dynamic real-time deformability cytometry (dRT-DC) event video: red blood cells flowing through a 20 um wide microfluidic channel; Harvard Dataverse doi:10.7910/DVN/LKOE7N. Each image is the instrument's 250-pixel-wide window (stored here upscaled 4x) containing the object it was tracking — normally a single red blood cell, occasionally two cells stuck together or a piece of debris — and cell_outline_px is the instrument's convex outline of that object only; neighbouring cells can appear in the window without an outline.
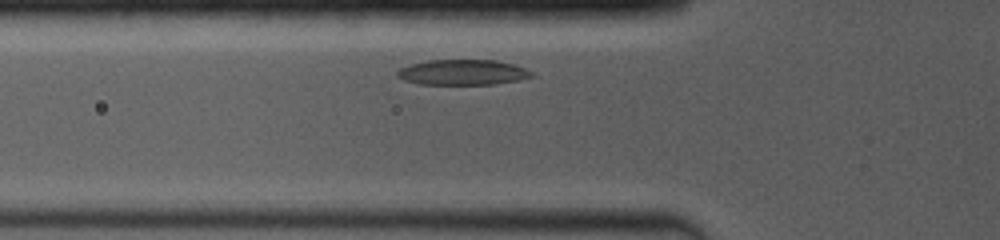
{"species": "common noctule bat (a hibernating species)", "species_latin": "Nyctalus noctula", "temperature_condition": "room temperature", "stored_images_in_passage": 14, "camera_frame_rate_fps": 4000, "um_per_image_px": 0.085, "animal": {"sex": "female", "body_mass_g": 19.0, "forearm_length_mm": 53.3}, "frame": {"image": 1, "passage_image": 2, "time_ms": 0.75, "image_size_px": [1000, 240], "cell_outline_px": [[536, 76], [520, 80], [492, 84], [420, 84], [404, 80], [396, 76], [396, 72], [400, 68], [412, 64], [428, 60], [496, 60], [512, 64], [524, 68], [532, 72]], "centroid_in_image_um": [39.34, 6.15], "position_along_channel_um": 86.5, "area_um2": 19.83}}
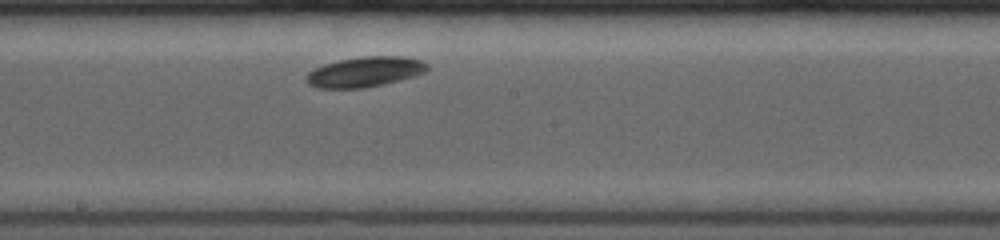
{"frame": {"image": 2, "passage_image": 7, "time_ms": 4.25, "image_size_px": [1000, 240], "cell_outline_px": [[428, 68], [424, 72], [400, 80], [364, 88], [316, 88], [308, 84], [304, 80], [304, 76], [308, 72], [324, 64], [340, 60], [364, 56], [404, 56], [420, 60], [428, 64]], "centroid_in_image_um": [30.97, 6.11], "position_along_channel_um": 217.2, "area_um2": 21.21}}
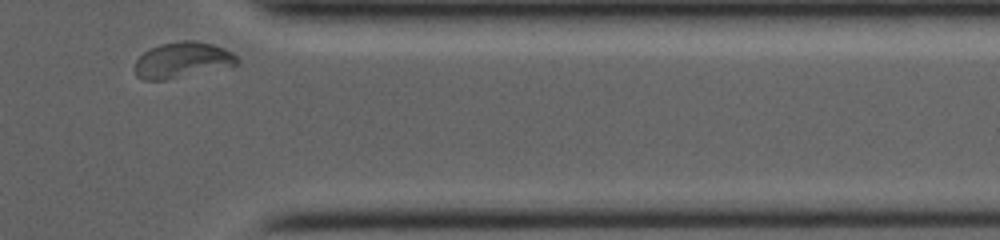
{"frame": {"image": 3, "passage_image": 14, "time_ms": 9.0, "image_size_px": [1000, 240], "cell_outline_px": [[240, 60], [236, 64], [164, 80], [144, 80], [136, 76], [136, 60], [144, 52], [160, 44], [180, 40], [192, 40], [212, 44], [224, 48], [232, 52]], "centroid_in_image_um": [15.47, 5.08], "position_along_channel_um": 395.9, "area_um2": 20.81}, "authors_computed_cell_mechanics": {"area_um2": 20.7791, "velocity_mm_per_s": 3.7527, "shape_relaxation_time_tau1_ms": 0.7473, "shape_relaxation_time_tau2_ms": null, "deformation_change_tau1": 0.0502, "deformation_change_tau2": null}}